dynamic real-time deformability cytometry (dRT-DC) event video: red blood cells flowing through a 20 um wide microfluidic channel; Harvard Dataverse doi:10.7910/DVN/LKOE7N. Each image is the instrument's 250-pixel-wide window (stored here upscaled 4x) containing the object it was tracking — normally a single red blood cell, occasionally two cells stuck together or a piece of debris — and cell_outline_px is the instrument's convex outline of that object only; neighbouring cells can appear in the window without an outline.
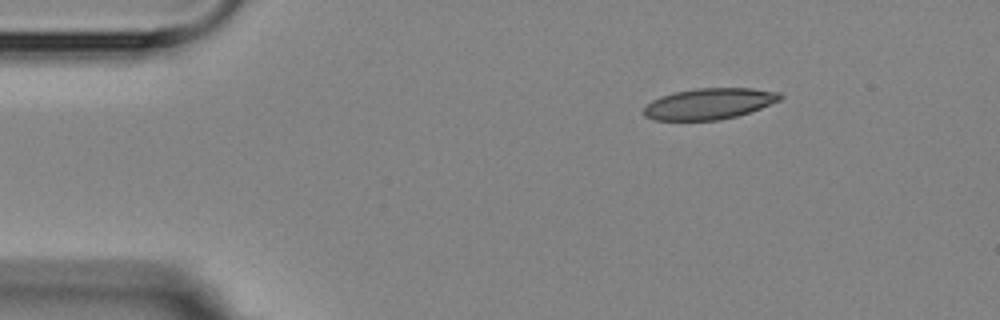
{"species": "Egyptian fruit bat (a non-hibernating species)", "species_latin": "Rousettus aegyptiacus", "temperature_condition": "room temperature", "stored_images_in_passage": 3, "camera_frame_rate_fps": 3000, "um_per_image_px": 0.085, "animal": {"sex": "female"}, "frame": {"image": 1, "passage_image": 1, "time_ms": 0.0, "image_size_px": [1000, 320], "cell_outline_px": [[784, 96], [780, 100], [760, 108], [736, 116], [720, 120], [656, 120], [644, 116], [644, 108], [652, 100], [660, 96], [676, 92], [696, 88], [752, 88], [780, 92]], "centroid_in_image_um": [60.29, 8.81], "position_along_channel_um": 24.7, "area_um2": 24.57}}